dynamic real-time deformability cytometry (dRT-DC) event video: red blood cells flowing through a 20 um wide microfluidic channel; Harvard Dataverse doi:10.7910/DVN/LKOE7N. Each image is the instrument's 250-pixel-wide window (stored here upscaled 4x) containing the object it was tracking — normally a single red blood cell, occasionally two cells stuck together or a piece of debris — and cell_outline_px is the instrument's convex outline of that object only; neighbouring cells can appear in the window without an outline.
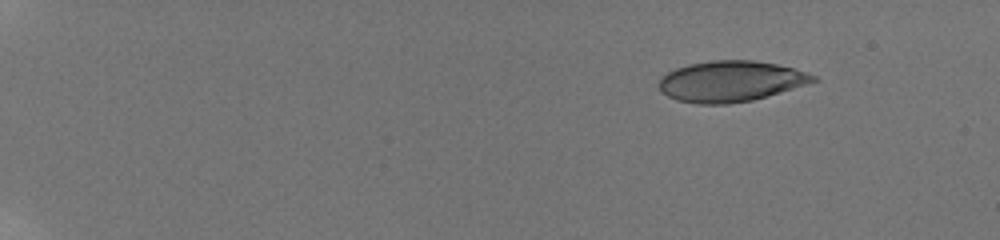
{"species": "human", "species_latin": "Homo sapiens", "temperature_condition": "room temperature", "stored_images_in_passage": 14, "camera_frame_rate_fps": 3000, "um_per_image_px": 0.085, "donor": {"sex": "male"}, "frame": {"image": 1, "passage_image": 5, "time_ms": 2.667, "image_size_px": [1000, 240], "cell_outline_px": [[820, 80], [752, 100], [728, 104], [696, 104], [676, 100], [668, 96], [660, 88], [660, 80], [668, 72], [676, 68], [688, 64], [712, 60], [752, 60], [776, 64], [808, 72], [816, 76]], "centroid_in_image_um": [62.12, 6.91], "position_along_channel_um": 22.9, "area_um2": 36.41}}
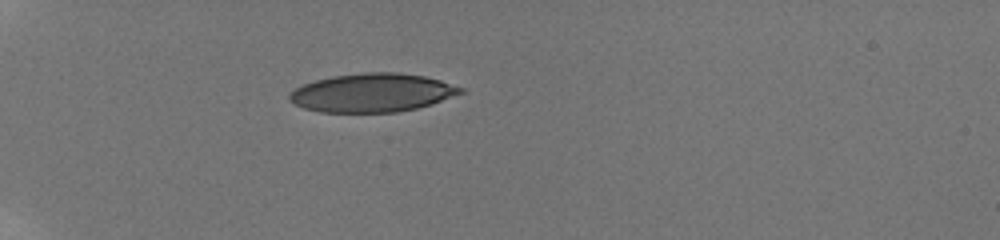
{"frame": {"image": 2, "passage_image": 11, "time_ms": 6.667, "image_size_px": [1000, 240], "cell_outline_px": [[464, 92], [432, 104], [416, 108], [396, 112], [320, 112], [304, 108], [288, 100], [288, 96], [296, 88], [304, 84], [316, 80], [332, 76], [364, 72], [396, 72], [424, 76], [440, 80], [464, 88]], "centroid_in_image_um": [31.65, 7.88], "position_along_channel_um": 53.4, "area_um2": 38.32}}